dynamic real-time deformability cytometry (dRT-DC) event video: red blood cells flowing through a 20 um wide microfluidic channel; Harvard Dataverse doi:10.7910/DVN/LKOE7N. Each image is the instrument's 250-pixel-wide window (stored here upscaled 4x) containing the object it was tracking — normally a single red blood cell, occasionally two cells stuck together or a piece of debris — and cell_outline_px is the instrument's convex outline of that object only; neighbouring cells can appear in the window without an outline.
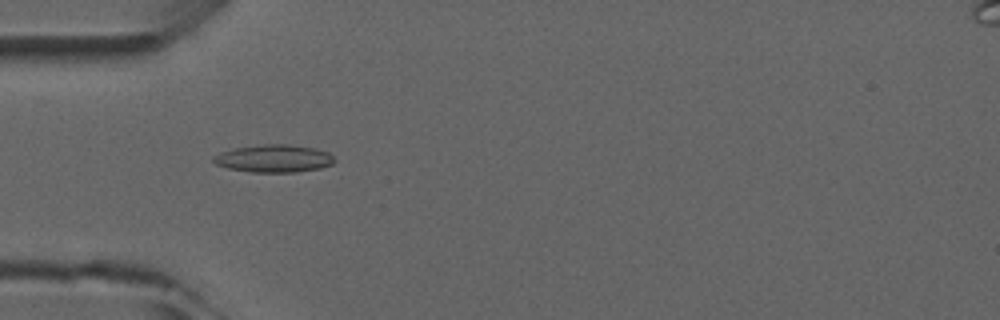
{"species": "common noctule bat (a hibernating species)", "species_latin": "Nyctalus noctula", "temperature_condition": "room temperature", "stored_images_in_passage": 5, "camera_frame_rate_fps": 3000, "um_per_image_px": 0.085, "animal": {"sex": "male", "forearm_length_mm": 52.5}, "frame": {"image": 1, "passage_image": 4, "time_ms": 3.667, "image_size_px": [1000, 320], "cell_outline_px": [[336, 160], [332, 164], [320, 168], [296, 172], [252, 172], [228, 168], [216, 164], [212, 160], [212, 156], [220, 152], [232, 148], [264, 144], [288, 144], [316, 148], [328, 152]], "centroid_in_image_um": [23.27, 13.46], "position_along_channel_um": 61.7, "area_um2": 19.59}}
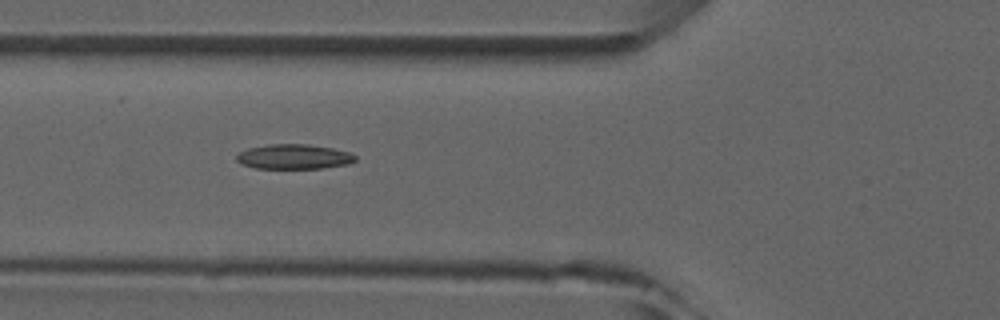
{"frame": {"image": 2, "passage_image": 5, "time_ms": 4.667, "image_size_px": [1000, 320], "cell_outline_px": [[356, 160], [348, 164], [324, 168], [256, 168], [240, 164], [236, 160], [236, 156], [240, 152], [248, 148], [272, 144], [308, 144], [332, 148], [348, 152], [356, 156]], "centroid_in_image_um": [24.97, 13.32], "position_along_channel_um": 100.8, "area_um2": 17.11}}